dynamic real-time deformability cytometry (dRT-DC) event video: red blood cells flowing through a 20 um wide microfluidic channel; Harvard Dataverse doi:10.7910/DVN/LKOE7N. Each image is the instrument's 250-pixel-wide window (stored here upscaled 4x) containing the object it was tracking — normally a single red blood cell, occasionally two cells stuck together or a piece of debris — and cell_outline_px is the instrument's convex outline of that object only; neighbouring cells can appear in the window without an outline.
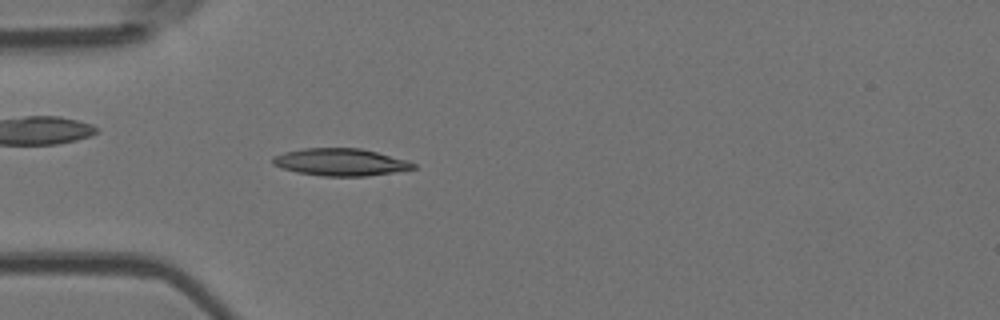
{"species": "Egyptian fruit bat (a non-hibernating species)", "species_latin": "Rousettus aegyptiacus", "temperature_condition": "room temperature", "stored_images_in_passage": 53, "camera_frame_rate_fps": 3000, "um_per_image_px": 0.085, "animal": {"sex": "female"}, "frame": {"image": 1, "passage_image": 15, "time_ms": 4.667, "image_size_px": [1000, 320], "cell_outline_px": [[416, 168], [392, 172], [364, 176], [324, 176], [296, 172], [280, 168], [272, 164], [272, 156], [284, 152], [304, 148], [360, 148], [408, 160], [416, 164]], "centroid_in_image_um": [28.9, 13.78], "position_along_channel_um": 56.1, "area_um2": 22.31}}
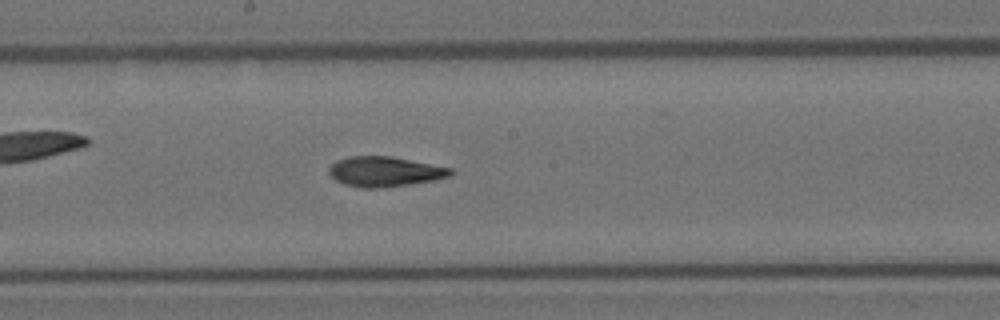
{"frame": {"image": 2, "passage_image": 28, "time_ms": 9.0, "image_size_px": [1000, 320], "cell_outline_px": [[456, 172], [448, 176], [432, 180], [412, 184], [376, 188], [364, 188], [344, 184], [336, 180], [328, 172], [328, 168], [336, 160], [348, 156], [392, 156], [452, 168]], "centroid_in_image_um": [32.7, 14.57], "position_along_channel_um": 215.5, "area_um2": 21.27}}
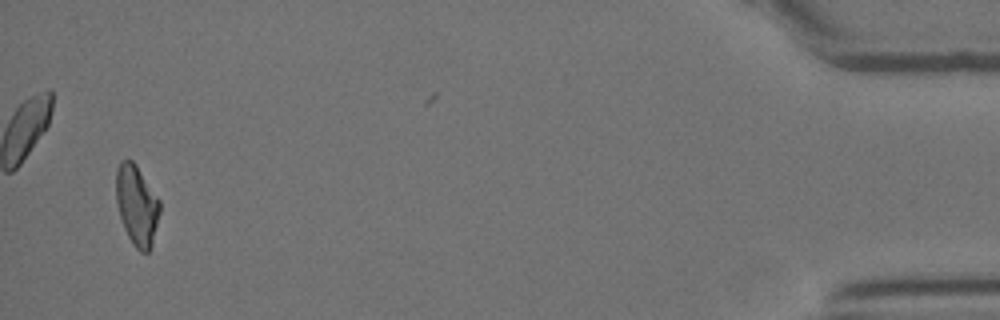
{"frame": {"image": 3, "passage_image": 51, "time_ms": 16.667, "image_size_px": [1000, 320], "cell_outline_px": [[160, 212], [152, 244], [148, 252], [140, 252], [132, 244], [124, 228], [120, 216], [116, 200], [116, 168], [120, 160], [132, 160], [136, 164], [160, 200]], "centroid_in_image_um": [11.62, 17.43], "position_along_channel_um": 423.6, "area_um2": 20.46}, "authors_computed_cell_mechanics": {"area_um2": 20.9236, "velocity_mm_per_s": 3.8053, "shape_relaxation_time_tau1_ms": 6.6086, "shape_relaxation_time_tau2_ms": 2.7582, "deformation_change_tau1": 0.2147, "deformation_change_tau2": 0.1019}}